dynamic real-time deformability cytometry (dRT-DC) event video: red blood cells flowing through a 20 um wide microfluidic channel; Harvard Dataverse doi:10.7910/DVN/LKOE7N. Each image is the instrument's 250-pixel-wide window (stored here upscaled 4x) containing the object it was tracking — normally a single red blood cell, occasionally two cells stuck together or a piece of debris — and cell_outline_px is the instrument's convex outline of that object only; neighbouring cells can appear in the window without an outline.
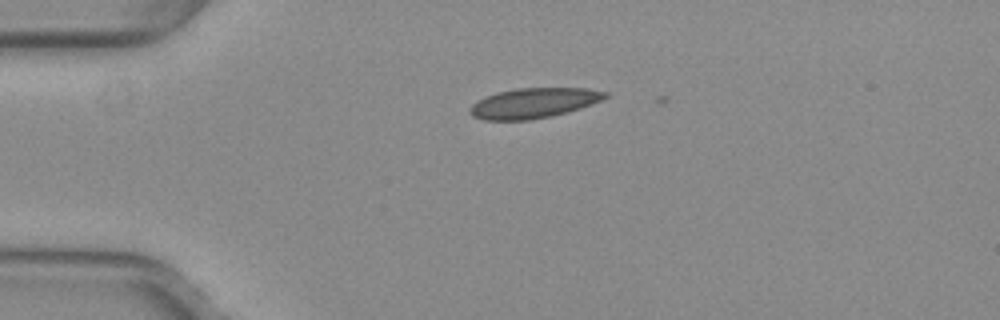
{"species": "common noctule bat (a hibernating species)", "species_latin": "Nyctalus noctula", "temperature_condition": "warm", "stored_images_in_passage": 8, "camera_frame_rate_fps": 3000, "um_per_image_px": 0.085, "animal": {"sex": "female", "body_mass_g": 29.2, "forearm_length_mm": 56.3}, "frame": {"image": 1, "passage_image": 2, "time_ms": 0.333, "image_size_px": [1000, 320], "cell_outline_px": [[608, 96], [592, 104], [568, 112], [552, 116], [528, 120], [484, 120], [472, 116], [468, 112], [468, 108], [472, 104], [496, 92], [516, 88], [588, 88], [608, 92]], "centroid_in_image_um": [45.35, 8.76], "position_along_channel_um": 39.6, "area_um2": 23.76}}
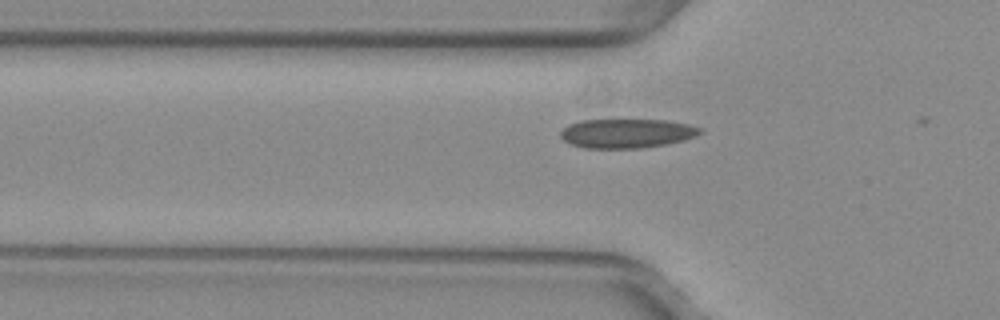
{"frame": {"image": 2, "passage_image": 7, "time_ms": 2.0, "image_size_px": [1000, 320], "cell_outline_px": [[704, 128], [696, 136], [684, 140], [664, 144], [640, 148], [584, 148], [572, 144], [564, 140], [560, 136], [560, 132], [568, 124], [580, 120], [668, 120], [688, 124]], "centroid_in_image_um": [53.27, 11.33], "position_along_channel_um": 72.5, "area_um2": 23.7}}